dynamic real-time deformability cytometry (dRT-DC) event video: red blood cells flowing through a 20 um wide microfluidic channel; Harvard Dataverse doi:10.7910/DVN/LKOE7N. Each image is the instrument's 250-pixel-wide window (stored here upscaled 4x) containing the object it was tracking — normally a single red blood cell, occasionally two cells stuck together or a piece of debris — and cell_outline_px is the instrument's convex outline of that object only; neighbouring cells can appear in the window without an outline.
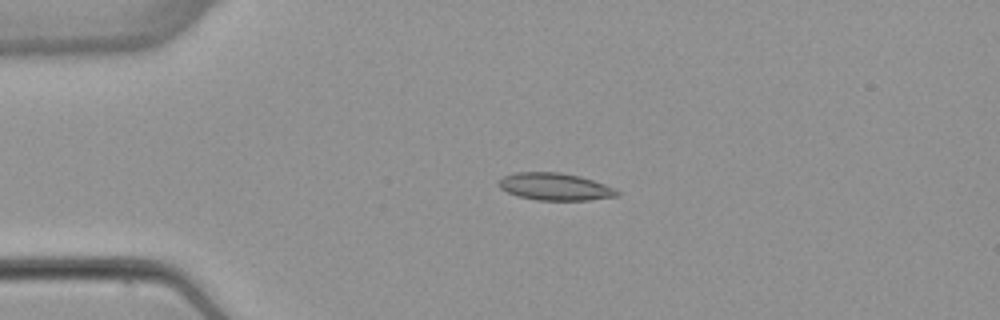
{"species": "common noctule bat (a hibernating species)", "species_latin": "Nyctalus noctula", "temperature_condition": "warm", "stored_images_in_passage": 5, "camera_frame_rate_fps": 3000, "um_per_image_px": 0.085, "animal": {"sex": "female", "body_mass_g": 22.7, "forearm_length_mm": 54.2}, "frame": {"image": 1, "passage_image": 4, "time_ms": 3.667, "image_size_px": [1000, 320], "cell_outline_px": [[620, 196], [588, 200], [536, 200], [516, 196], [500, 188], [496, 184], [504, 176], [516, 172], [560, 172], [580, 176], [616, 188], [620, 192]], "centroid_in_image_um": [47.18, 15.87], "position_along_channel_um": 37.8, "area_um2": 18.96}}